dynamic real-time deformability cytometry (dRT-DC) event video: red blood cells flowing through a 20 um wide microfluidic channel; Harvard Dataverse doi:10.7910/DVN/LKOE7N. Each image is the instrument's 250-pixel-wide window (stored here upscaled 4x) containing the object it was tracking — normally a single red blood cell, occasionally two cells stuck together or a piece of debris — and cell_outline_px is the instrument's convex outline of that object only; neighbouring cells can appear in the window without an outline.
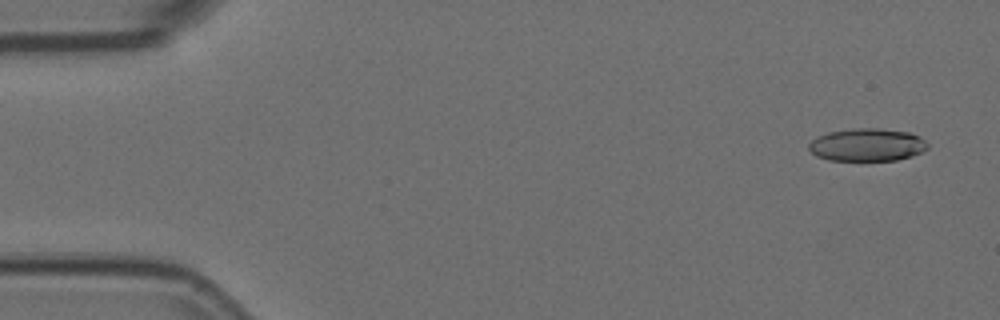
{"species": "Egyptian fruit bat (a non-hibernating species)", "species_latin": "Rousettus aegyptiacus", "temperature_condition": "room temperature", "stored_images_in_passage": 54, "camera_frame_rate_fps": 3000, "um_per_image_px": 0.085, "animal": {"sex": "female"}, "frame": {"image": 1, "passage_image": 2, "time_ms": 0.333, "image_size_px": [1000, 320], "cell_outline_px": [[928, 148], [912, 156], [896, 160], [828, 160], [816, 156], [808, 148], [808, 144], [816, 136], [828, 132], [852, 128], [880, 128], [908, 132], [920, 136], [928, 144]], "centroid_in_image_um": [73.69, 12.3], "position_along_channel_um": 11.3, "area_um2": 22.77}}
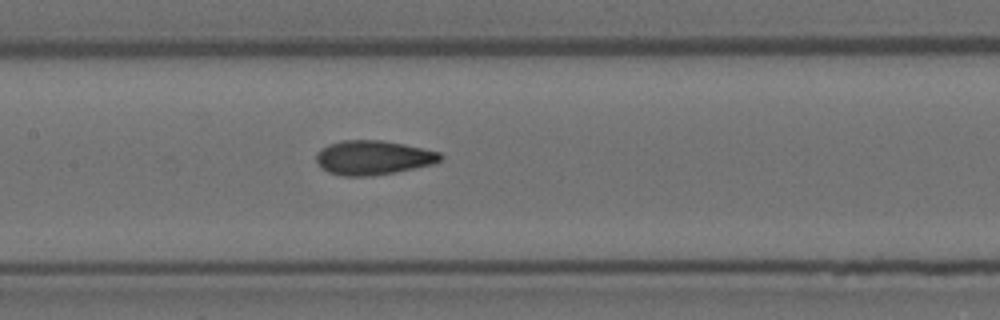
{"frame": {"image": 2, "passage_image": 25, "time_ms": 8.0, "image_size_px": [1000, 320], "cell_outline_px": [[444, 156], [440, 160], [432, 164], [396, 172], [368, 176], [344, 176], [328, 172], [320, 168], [316, 160], [316, 156], [320, 148], [328, 144], [344, 140], [380, 140], [404, 144], [440, 152]], "centroid_in_image_um": [31.69, 13.4], "position_along_channel_um": 175.7, "area_um2": 24.8}}
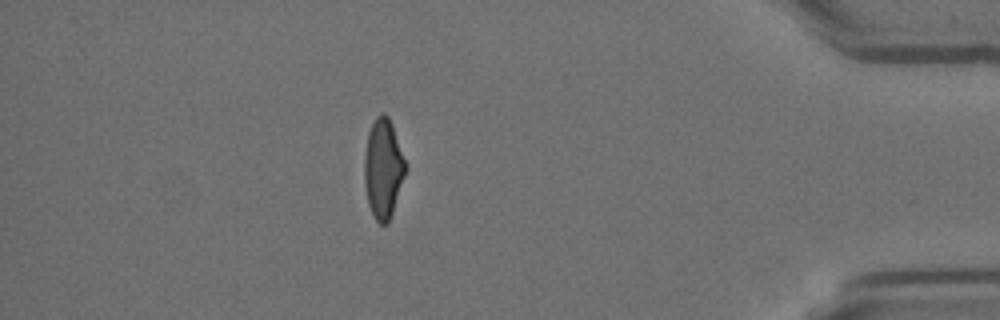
{"frame": {"image": 3, "passage_image": 47, "time_ms": 15.333, "image_size_px": [1000, 320], "cell_outline_px": [[408, 168], [388, 224], [380, 224], [376, 220], [368, 204], [364, 184], [364, 156], [368, 132], [376, 116], [380, 112], [384, 112], [388, 116], [392, 124], [408, 164]], "centroid_in_image_um": [32.59, 14.3], "position_along_channel_um": 402.6, "area_um2": 24.28}, "authors_computed_cell_mechanics": {"area_um2": 24.1315, "velocity_mm_per_s": 3.7122, "shape_relaxation_time_tau1_ms": 6.0581, "shape_relaxation_time_tau2_ms": 1.6693, "deformation_change_tau1": 0.1996, "deformation_change_tau2": 0.0863}}